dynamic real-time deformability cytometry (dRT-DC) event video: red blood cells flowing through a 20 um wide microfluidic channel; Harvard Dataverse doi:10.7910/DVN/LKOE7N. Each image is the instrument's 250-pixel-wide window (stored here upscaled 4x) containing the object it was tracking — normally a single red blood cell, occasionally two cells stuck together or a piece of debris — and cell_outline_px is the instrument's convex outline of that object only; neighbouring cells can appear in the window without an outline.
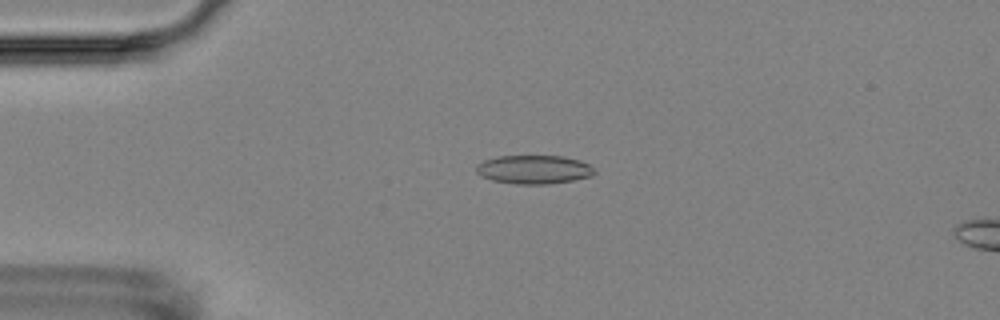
{"species": "Egyptian fruit bat (a non-hibernating species)", "species_latin": "Rousettus aegyptiacus", "temperature_condition": "room temperature", "stored_images_in_passage": 6, "camera_frame_rate_fps": 3000, "um_per_image_px": 0.085, "animal": {"sex": "female"}, "frame": {"image": 1, "passage_image": 4, "time_ms": 3.667, "image_size_px": [1000, 320], "cell_outline_px": [[596, 172], [592, 176], [572, 180], [548, 184], [516, 184], [492, 180], [480, 176], [476, 172], [476, 164], [484, 160], [496, 156], [564, 156], [580, 160], [596, 168]], "centroid_in_image_um": [45.38, 14.4], "position_along_channel_um": 39.6, "area_um2": 19.94}}